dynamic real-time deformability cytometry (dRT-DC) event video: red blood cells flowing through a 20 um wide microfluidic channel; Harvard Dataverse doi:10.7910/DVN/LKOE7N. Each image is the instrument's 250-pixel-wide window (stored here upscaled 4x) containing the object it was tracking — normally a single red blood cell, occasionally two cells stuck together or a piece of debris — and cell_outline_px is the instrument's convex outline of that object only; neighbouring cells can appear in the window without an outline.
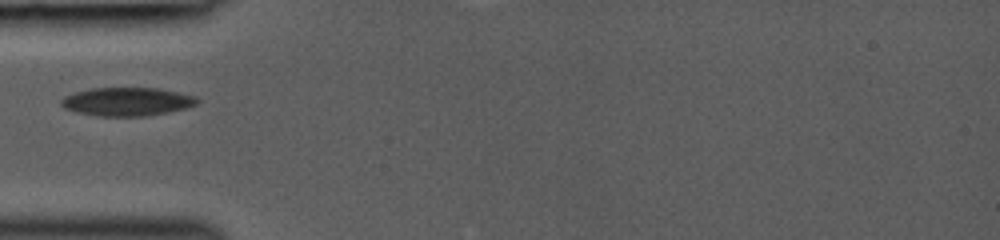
{"species": "common noctule bat (a hibernating species)", "species_latin": "Nyctalus noctula", "temperature_condition": "room temperature", "stored_images_in_passage": 7, "camera_frame_rate_fps": 3000, "um_per_image_px": 0.085, "animal": {"sex": "female", "body_mass_g": 19.0, "forearm_length_mm": 53.3}, "frame": {"image": 1, "passage_image": 5, "time_ms": 3.667, "image_size_px": [1000, 240], "cell_outline_px": [[200, 100], [196, 104], [188, 108], [148, 116], [96, 116], [76, 112], [64, 108], [60, 104], [60, 100], [64, 96], [76, 92], [92, 88], [156, 88], [196, 96]], "centroid_in_image_um": [10.79, 8.65], "position_along_channel_um": 74.2, "area_um2": 22.6}}